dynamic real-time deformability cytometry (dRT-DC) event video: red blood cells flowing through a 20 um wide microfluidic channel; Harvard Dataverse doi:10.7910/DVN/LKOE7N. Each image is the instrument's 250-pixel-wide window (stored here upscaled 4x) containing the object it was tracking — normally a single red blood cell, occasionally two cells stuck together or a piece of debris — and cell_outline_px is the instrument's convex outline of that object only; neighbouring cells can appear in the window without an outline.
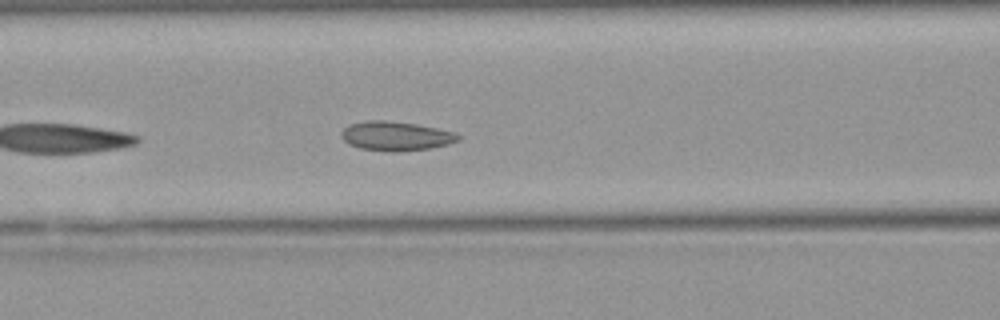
{"species": "Egyptian fruit bat (a non-hibernating species)", "species_latin": "Rousettus aegyptiacus", "temperature_condition": "warm", "stored_images_in_passage": 24, "camera_frame_rate_fps": 3000, "um_per_image_px": 0.085, "animal": {"sex": "female"}, "frame": {"image": 1, "passage_image": 8, "time_ms": 2.333, "image_size_px": [1000, 320], "cell_outline_px": [[460, 140], [448, 144], [428, 148], [400, 152], [392, 152], [360, 148], [348, 144], [340, 136], [340, 132], [348, 124], [368, 120], [384, 120], [416, 124], [456, 132], [460, 136]], "centroid_in_image_um": [33.62, 11.56], "position_along_channel_um": 133.0, "area_um2": 20.0}}
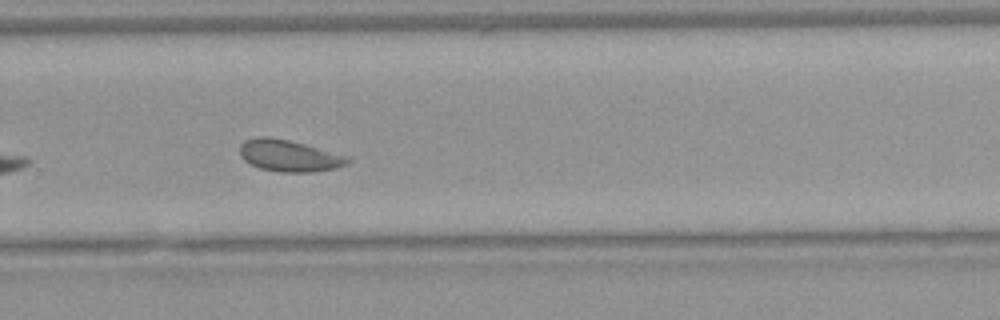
{"frame": {"image": 2, "passage_image": 21, "time_ms": 6.667, "image_size_px": [1000, 320], "cell_outline_px": [[352, 160], [348, 164], [336, 168], [312, 172], [280, 172], [260, 168], [244, 160], [240, 156], [240, 144], [244, 140], [256, 136], [268, 136], [288, 140], [352, 156]], "centroid_in_image_um": [24.61, 13.23], "position_along_channel_um": 305.2, "area_um2": 20.17}}